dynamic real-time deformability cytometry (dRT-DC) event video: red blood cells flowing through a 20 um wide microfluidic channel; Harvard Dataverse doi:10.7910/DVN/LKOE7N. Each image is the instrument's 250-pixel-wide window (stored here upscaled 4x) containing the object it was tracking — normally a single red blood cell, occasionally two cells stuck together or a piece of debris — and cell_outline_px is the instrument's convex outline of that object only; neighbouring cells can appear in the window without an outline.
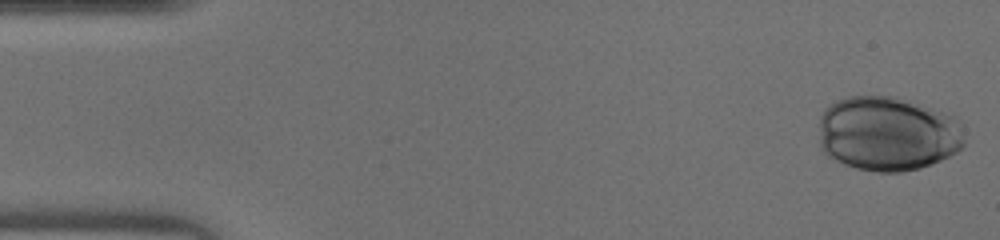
{"species": "human", "species_latin": "Homo sapiens", "temperature_condition": "warm", "stored_images_in_passage": 37, "camera_frame_rate_fps": 3000, "um_per_image_px": 0.085, "donor": {"sex": "male"}, "frame": {"image": 1, "passage_image": 1, "time_ms": 0.0, "image_size_px": [1000, 240], "cell_outline_px": [[964, 144], [956, 152], [932, 164], [920, 168], [900, 172], [876, 172], [856, 168], [844, 164], [828, 156], [820, 148], [820, 116], [824, 108], [836, 100], [848, 96], [896, 96], [956, 116], [964, 140]], "centroid_in_image_um": [75.43, 11.36], "position_along_channel_um": 9.6, "area_um2": 63.58}}
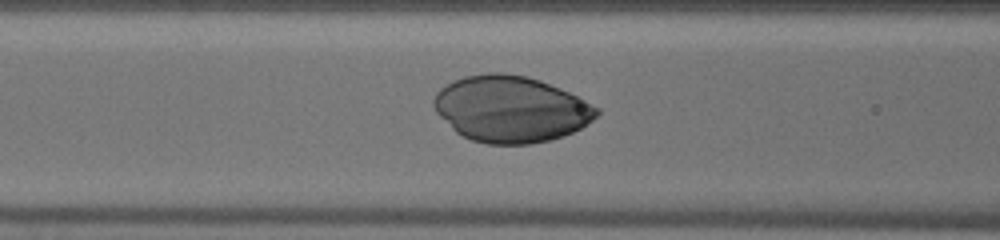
{"frame": {"image": 2, "passage_image": 18, "time_ms": 5.667, "image_size_px": [1000, 240], "cell_outline_px": [[600, 112], [592, 120], [580, 128], [572, 132], [552, 140], [532, 144], [488, 144], [472, 140], [456, 132], [436, 112], [432, 104], [432, 100], [436, 92], [440, 88], [464, 76], [488, 72], [504, 72], [528, 76], [540, 80], [580, 96], [600, 108]], "centroid_in_image_um": [43.43, 9.26], "position_along_channel_um": 123.2, "area_um2": 63.29}}
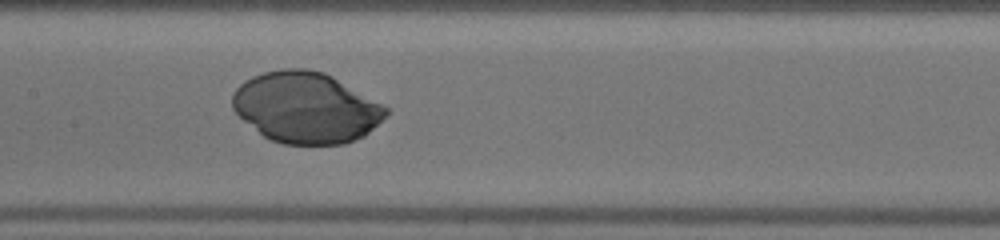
{"frame": {"image": 3, "passage_image": 22, "time_ms": 7.0, "image_size_px": [1000, 240], "cell_outline_px": [[388, 116], [364, 136], [356, 140], [344, 144], [284, 144], [272, 140], [264, 136], [244, 120], [232, 108], [232, 92], [244, 80], [252, 76], [264, 72], [284, 68], [308, 68], [324, 72], [332, 76], [384, 104], [388, 108]], "centroid_in_image_um": [26.03, 9.13], "position_along_channel_um": 181.4, "area_um2": 63.7}}